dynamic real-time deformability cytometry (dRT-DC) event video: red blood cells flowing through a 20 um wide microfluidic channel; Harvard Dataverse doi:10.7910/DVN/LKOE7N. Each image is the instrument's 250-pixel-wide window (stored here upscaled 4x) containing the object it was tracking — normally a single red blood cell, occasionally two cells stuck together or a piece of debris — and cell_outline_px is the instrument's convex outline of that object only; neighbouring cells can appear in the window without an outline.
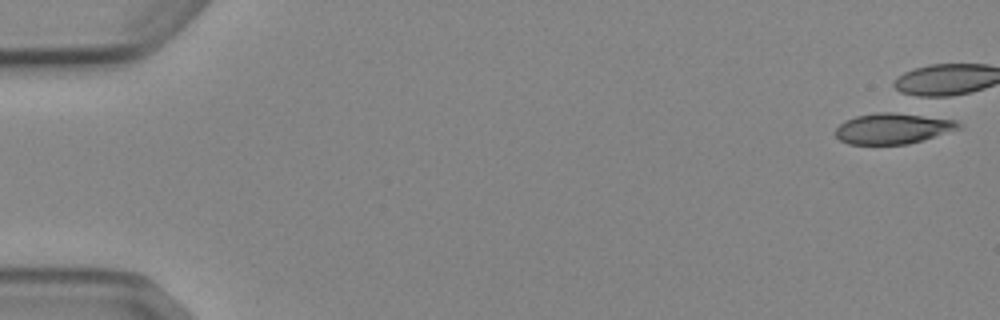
{"species": "Egyptian fruit bat (a non-hibernating species)", "species_latin": "Rousettus aegyptiacus", "temperature_condition": "cold", "stored_images_in_passage": 5, "camera_frame_rate_fps": 3000, "um_per_image_px": 0.085, "animal": {"sex": "female"}, "frame": {"image": 1, "passage_image": 1, "time_ms": 0.0, "image_size_px": [1000, 320], "cell_outline_px": [[960, 128], [924, 140], [908, 144], [848, 144], [840, 140], [836, 136], [836, 128], [844, 120], [856, 116], [876, 112], [892, 112], [956, 120], [960, 124]], "centroid_in_image_um": [75.86, 10.92], "position_along_channel_um": 9.1, "area_um2": 21.91}}